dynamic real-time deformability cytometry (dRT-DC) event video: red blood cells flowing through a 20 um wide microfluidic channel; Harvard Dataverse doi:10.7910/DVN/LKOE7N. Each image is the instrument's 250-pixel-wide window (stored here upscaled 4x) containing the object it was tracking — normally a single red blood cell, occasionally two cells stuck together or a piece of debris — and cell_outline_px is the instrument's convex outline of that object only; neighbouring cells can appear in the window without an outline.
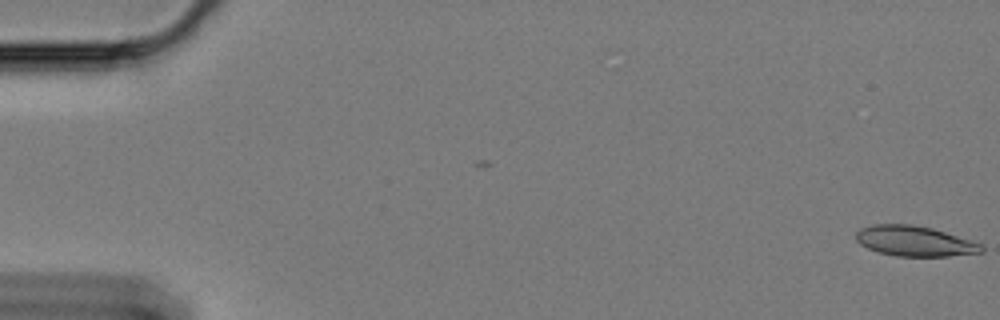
{"species": "Egyptian fruit bat (a non-hibernating species)", "species_latin": "Rousettus aegyptiacus", "temperature_condition": "cold", "stored_images_in_passage": 60, "camera_frame_rate_fps": 3000, "um_per_image_px": 0.085, "animal": {"sex": "female"}, "frame": {"image": 1, "passage_image": 1, "time_ms": 0.0, "image_size_px": [1000, 320], "cell_outline_px": [[984, 252], [948, 256], [896, 256], [880, 252], [868, 248], [860, 244], [856, 240], [856, 232], [860, 228], [872, 224], [912, 224], [932, 228], [980, 244], [984, 248]], "centroid_in_image_um": [77.7, 20.49], "position_along_channel_um": 7.3, "area_um2": 21.91}}
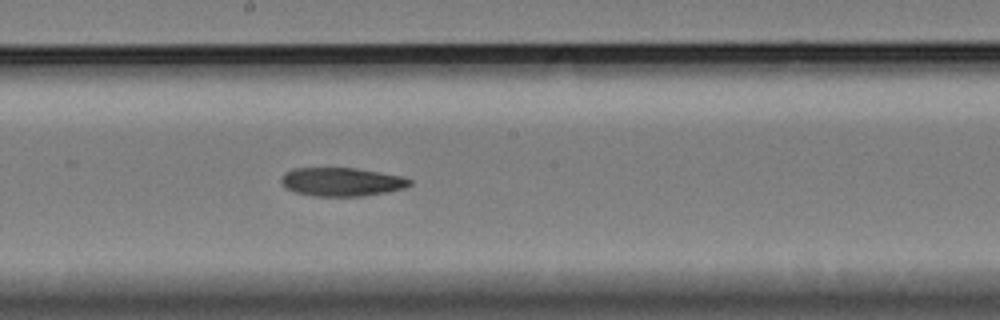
{"frame": {"image": 2, "passage_image": 33, "time_ms": 10.667, "image_size_px": [1000, 320], "cell_outline_px": [[412, 184], [404, 188], [388, 192], [364, 196], [312, 196], [296, 192], [288, 188], [280, 180], [284, 172], [292, 168], [356, 168], [380, 172], [400, 176], [412, 180]], "centroid_in_image_um": [29.05, 15.45], "position_along_channel_um": 219.1, "area_um2": 21.39}}
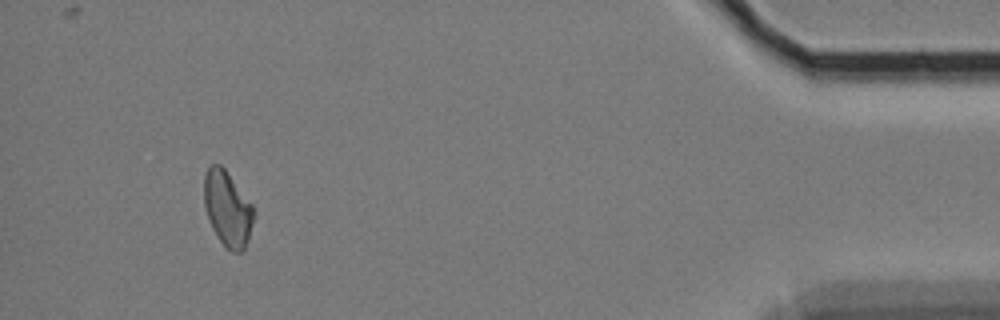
{"frame": {"image": 3, "passage_image": 56, "time_ms": 18.333, "image_size_px": [1000, 320], "cell_outline_px": [[256, 216], [244, 252], [232, 252], [216, 236], [208, 220], [204, 204], [204, 176], [208, 168], [212, 164], [220, 164], [224, 168], [252, 204], [256, 212]], "centroid_in_image_um": [19.36, 17.76], "position_along_channel_um": 415.8, "area_um2": 21.96}, "authors_computed_cell_mechanics": {"area_um2": 22.1374, "velocity_mm_per_s": 3.3746, "shape_relaxation_time_tau1_ms": 9.9832, "shape_relaxation_time_tau2_ms": null, "deformation_change_tau1": 0.1985, "deformation_change_tau2": null}}